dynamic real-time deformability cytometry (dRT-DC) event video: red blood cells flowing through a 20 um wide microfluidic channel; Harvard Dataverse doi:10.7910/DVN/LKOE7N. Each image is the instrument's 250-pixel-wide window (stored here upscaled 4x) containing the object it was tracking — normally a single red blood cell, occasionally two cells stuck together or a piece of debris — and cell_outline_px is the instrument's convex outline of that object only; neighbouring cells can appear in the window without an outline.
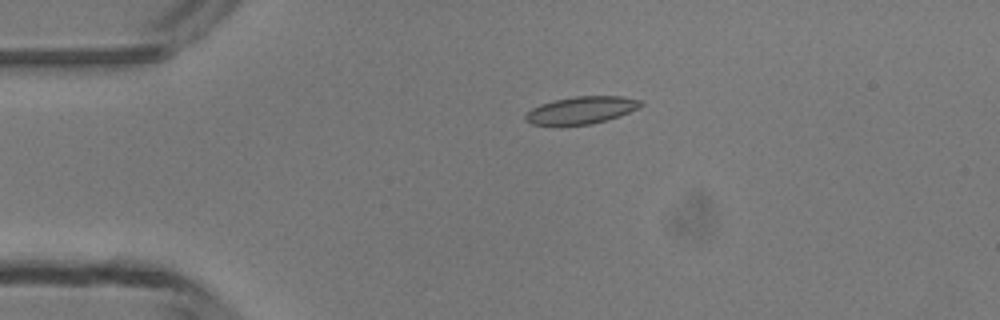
{"species": "common noctule bat (a hibernating species)", "species_latin": "Nyctalus noctula", "temperature_condition": "room temperature", "stored_images_in_passage": 2, "camera_frame_rate_fps": 3000, "um_per_image_px": 0.085, "animal": {"sex": "male", "body_mass_g": 13.3}, "frame": {"image": 1, "passage_image": 1, "time_ms": 0.0, "image_size_px": [1000, 320], "cell_outline_px": [[644, 104], [640, 108], [620, 116], [588, 124], [560, 128], [556, 128], [532, 124], [524, 120], [524, 116], [532, 108], [540, 104], [556, 100], [576, 96], [620, 96], [644, 100]], "centroid_in_image_um": [49.39, 9.4], "position_along_channel_um": 35.6, "area_um2": 19.02}}